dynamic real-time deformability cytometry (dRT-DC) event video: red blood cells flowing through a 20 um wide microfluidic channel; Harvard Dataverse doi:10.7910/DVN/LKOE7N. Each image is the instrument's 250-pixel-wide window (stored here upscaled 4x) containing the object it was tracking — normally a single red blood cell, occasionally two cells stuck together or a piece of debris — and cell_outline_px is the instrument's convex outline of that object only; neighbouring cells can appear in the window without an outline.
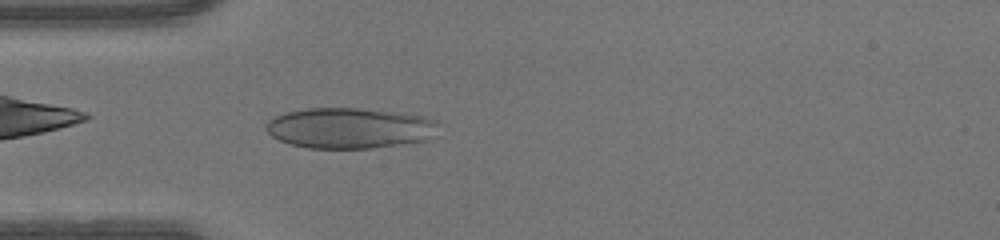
{"species": "human", "species_latin": "Homo sapiens", "temperature_condition": "warm", "stored_images_in_passage": 38, "camera_frame_rate_fps": 3000, "um_per_image_px": 0.085, "donor": {"sex": "male"}, "frame": {"image": 1, "passage_image": 5, "time_ms": 1.333, "image_size_px": [1000, 240], "cell_outline_px": [[436, 120], [428, 136], [424, 140], [372, 148], [308, 148], [292, 144], [280, 140], [272, 136], [264, 128], [264, 124], [268, 120], [276, 116], [288, 112], [308, 108], [356, 108], [400, 112], [420, 116]], "centroid_in_image_um": [29.6, 10.88], "position_along_channel_um": 55.4, "area_um2": 40.06}}
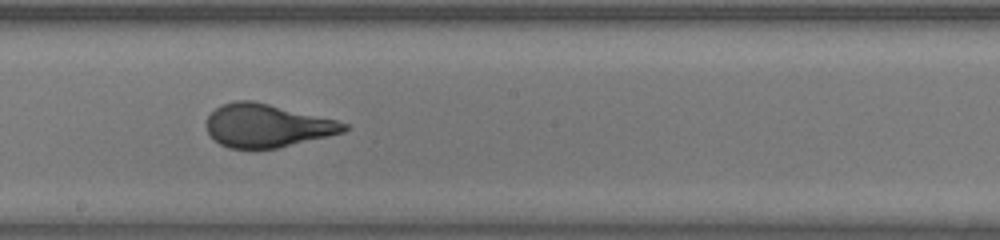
{"frame": {"image": 2, "passage_image": 17, "time_ms": 5.333, "image_size_px": [1000, 240], "cell_outline_px": [[352, 128], [344, 132], [276, 148], [228, 148], [220, 144], [208, 132], [208, 116], [216, 108], [224, 104], [236, 100], [252, 100], [336, 120], [348, 124]], "centroid_in_image_um": [22.72, 10.68], "position_along_channel_um": 225.5, "area_um2": 34.04}}
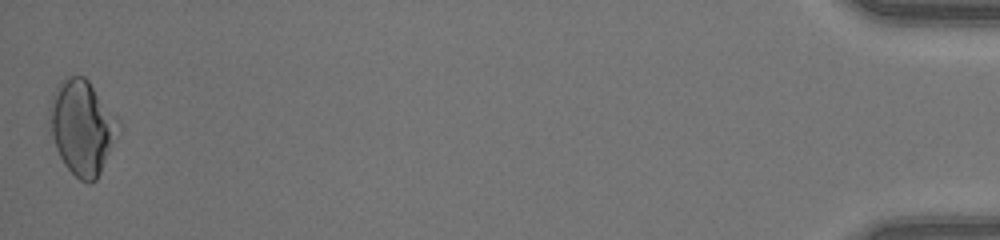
{"frame": {"image": 3, "passage_image": 38, "time_ms": 12.333, "image_size_px": [1000, 240], "cell_outline_px": [[120, 124], [112, 144], [100, 172], [96, 180], [88, 184], [80, 180], [64, 164], [56, 148], [52, 136], [48, 108], [52, 96], [56, 88], [68, 76], [84, 76], [88, 80], [120, 120]], "centroid_in_image_um": [6.96, 10.81], "position_along_channel_um": 428.2, "area_um2": 37.22}}